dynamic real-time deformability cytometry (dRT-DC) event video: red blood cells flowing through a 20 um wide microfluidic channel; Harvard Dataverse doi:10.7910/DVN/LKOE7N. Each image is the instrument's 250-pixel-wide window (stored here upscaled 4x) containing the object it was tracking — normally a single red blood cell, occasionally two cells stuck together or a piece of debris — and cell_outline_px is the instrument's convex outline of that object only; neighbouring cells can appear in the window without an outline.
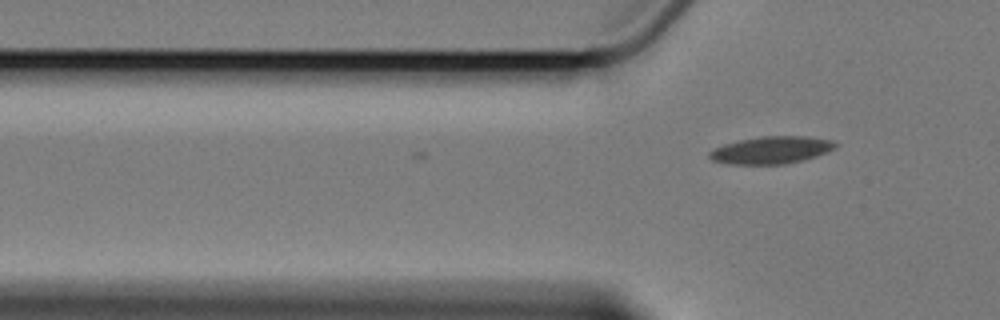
{"species": "Egyptian fruit bat (a non-hibernating species)", "species_latin": "Rousettus aegyptiacus", "temperature_condition": "cold", "stored_images_in_passage": 7, "segment_of_instrument_passage": [2, 2], "camera_frame_rate_fps": 3000, "um_per_image_px": 0.085, "animal": {"sex": "female"}, "frame": {"image": 1, "passage_image": 7, "time_ms": 7.333, "image_size_px": [1000, 320], "cell_outline_px": [[836, 148], [828, 152], [816, 156], [784, 164], [728, 164], [712, 160], [708, 156], [708, 152], [724, 144], [740, 140], [760, 136], [808, 136], [832, 140], [836, 144]], "centroid_in_image_um": [65.56, 12.75], "position_along_channel_um": 60.2, "area_um2": 20.0}}